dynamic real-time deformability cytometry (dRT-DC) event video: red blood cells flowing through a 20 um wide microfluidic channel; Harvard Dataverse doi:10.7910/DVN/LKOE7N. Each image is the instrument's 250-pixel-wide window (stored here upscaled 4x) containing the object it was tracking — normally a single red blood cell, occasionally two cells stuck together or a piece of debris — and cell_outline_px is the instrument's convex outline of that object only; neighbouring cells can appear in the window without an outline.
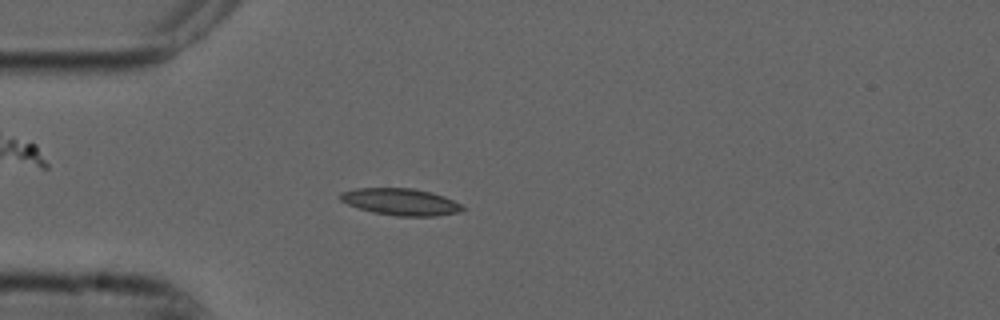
{"species": "common noctule bat (a hibernating species)", "species_latin": "Nyctalus noctula", "temperature_condition": "cold", "stored_images_in_passage": 53, "camera_frame_rate_fps": 3000, "um_per_image_px": 0.085, "animal": {"sex": "male", "forearm_length_mm": 52.5}, "frame": {"image": 1, "passage_image": 14, "time_ms": 4.333, "image_size_px": [1000, 320], "cell_outline_px": [[468, 208], [460, 212], [436, 216], [396, 216], [372, 212], [348, 204], [340, 200], [340, 192], [352, 188], [412, 188], [432, 192], [444, 196]], "centroid_in_image_um": [34.07, 17.15], "position_along_channel_um": 50.9, "area_um2": 19.25}}
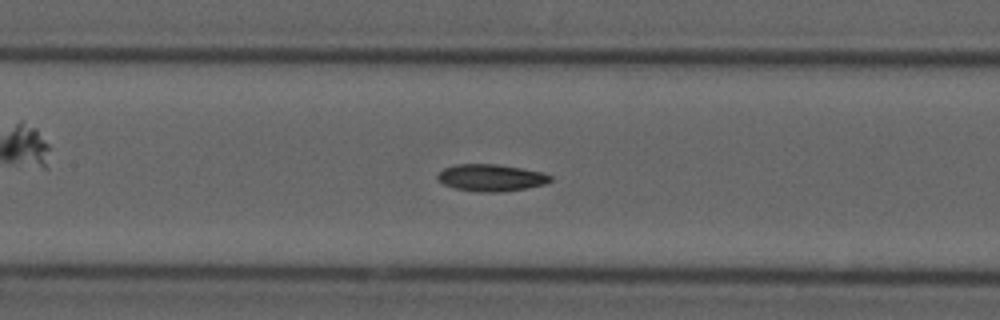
{"frame": {"image": 2, "passage_image": 24, "time_ms": 7.667, "image_size_px": [1000, 320], "cell_outline_px": [[552, 180], [544, 184], [524, 188], [500, 192], [480, 192], [456, 188], [444, 184], [436, 180], [436, 176], [444, 168], [456, 164], [496, 164], [520, 168], [540, 172], [552, 176]], "centroid_in_image_um": [41.7, 15.1], "position_along_channel_um": 165.7, "area_um2": 17.51}}
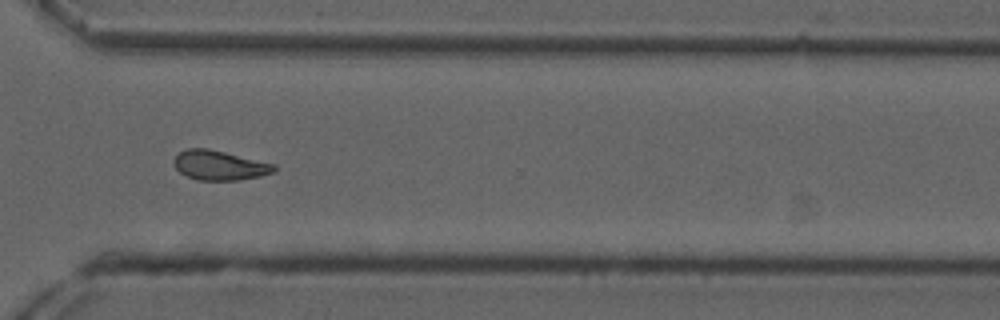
{"frame": {"image": 3, "passage_image": 39, "time_ms": 12.667, "image_size_px": [1000, 320], "cell_outline_px": [[276, 172], [260, 176], [240, 180], [196, 180], [180, 172], [172, 164], [172, 160], [180, 152], [188, 148], [208, 148], [276, 164]], "centroid_in_image_um": [18.67, 14.05], "position_along_channel_um": 351.9, "area_um2": 17.4}, "authors_computed_cell_mechanics": {"area_um2": 17.3978, "velocity_mm_per_s": 3.7346, "shape_relaxation_time_tau1_ms": null, "shape_relaxation_time_tau2_ms": 4.106, "deformation_change_tau1": null, "deformation_change_tau2": 0.0896}}